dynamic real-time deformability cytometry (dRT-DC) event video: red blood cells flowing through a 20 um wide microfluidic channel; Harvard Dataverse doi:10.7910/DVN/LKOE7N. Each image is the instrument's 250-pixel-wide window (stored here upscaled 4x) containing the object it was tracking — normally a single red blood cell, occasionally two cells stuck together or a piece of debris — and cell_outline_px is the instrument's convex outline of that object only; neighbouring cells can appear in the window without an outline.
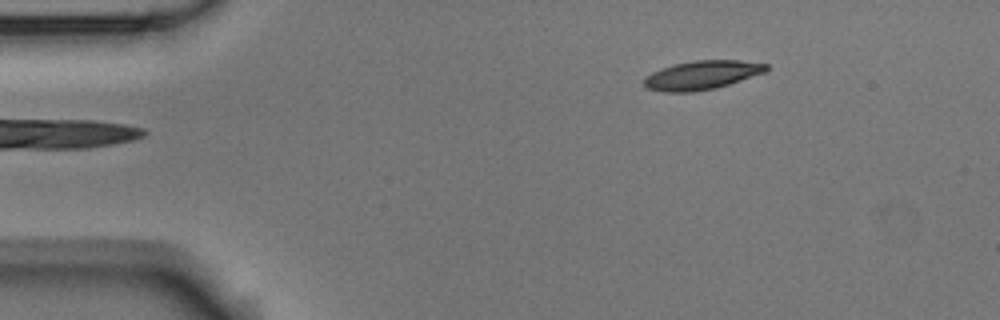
{"species": "Egyptian fruit bat (a non-hibernating species)", "species_latin": "Rousettus aegyptiacus", "temperature_condition": "room temperature", "stored_images_in_passage": 5, "camera_frame_rate_fps": 3000, "um_per_image_px": 0.085, "animal": {"sex": "male"}, "frame": {"image": 1, "passage_image": 5, "time_ms": 4.667, "image_size_px": [1000, 320], "cell_outline_px": [[768, 68], [764, 72], [716, 88], [692, 92], [664, 92], [648, 88], [644, 84], [644, 76], [652, 72], [676, 64], [696, 60], [740, 60], [768, 64]], "centroid_in_image_um": [59.65, 6.38], "position_along_channel_um": 25.4, "area_um2": 20.23}}